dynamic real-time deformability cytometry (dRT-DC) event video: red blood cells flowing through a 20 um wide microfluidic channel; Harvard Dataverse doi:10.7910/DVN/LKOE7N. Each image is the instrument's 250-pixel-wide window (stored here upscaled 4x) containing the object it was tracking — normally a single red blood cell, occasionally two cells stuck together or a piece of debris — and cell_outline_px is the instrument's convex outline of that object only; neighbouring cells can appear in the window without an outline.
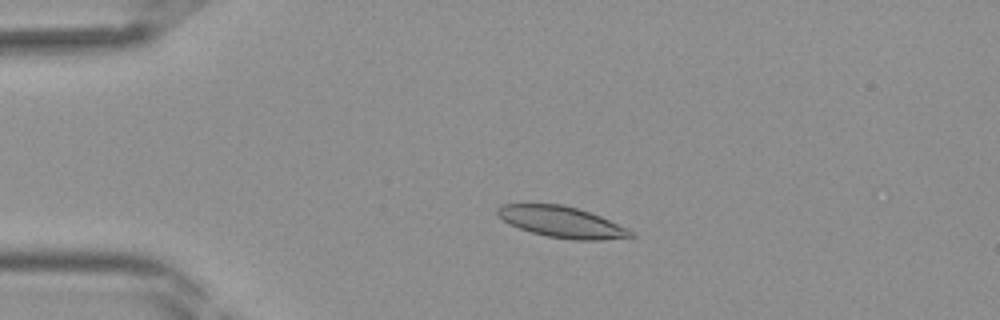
{"species": "Egyptian fruit bat (a non-hibernating species)", "species_latin": "Rousettus aegyptiacus", "temperature_condition": "room temperature", "stored_images_in_passage": 38, "camera_frame_rate_fps": 3000, "um_per_image_px": 0.085, "frame": {"image": 1, "passage_image": 8, "time_ms": 2.333, "image_size_px": [1000, 320], "cell_outline_px": [[636, 236], [600, 240], [572, 240], [548, 236], [532, 232], [508, 224], [496, 212], [496, 208], [500, 204], [564, 204], [600, 216], [628, 228], [636, 232]], "centroid_in_image_um": [47.77, 18.87], "position_along_channel_um": 37.2, "area_um2": 24.1}}
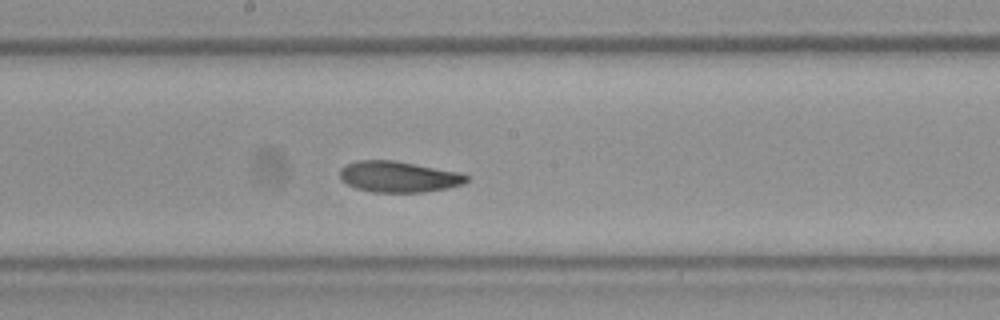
{"frame": {"image": 2, "passage_image": 21, "time_ms": 6.667, "image_size_px": [1000, 320], "cell_outline_px": [[472, 176], [464, 184], [448, 188], [420, 192], [372, 192], [356, 188], [340, 180], [340, 168], [356, 160], [392, 160], [416, 164], [460, 172]], "centroid_in_image_um": [33.91, 15.02], "position_along_channel_um": 214.3, "area_um2": 23.0}}
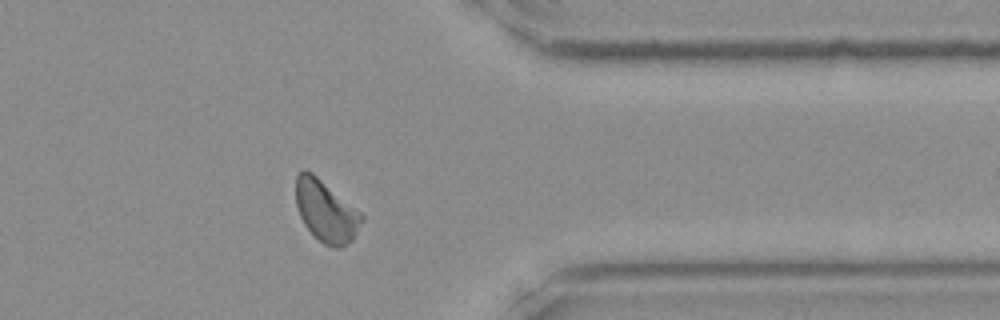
{"frame": {"image": 3, "passage_image": 32, "time_ms": 10.333, "image_size_px": [1000, 320], "cell_outline_px": [[364, 220], [352, 240], [340, 248], [332, 248], [324, 244], [304, 224], [300, 216], [296, 204], [296, 176], [304, 168], [312, 172], [360, 212], [364, 216]], "centroid_in_image_um": [27.71, 17.95], "position_along_channel_um": 383.7, "area_um2": 23.35}}